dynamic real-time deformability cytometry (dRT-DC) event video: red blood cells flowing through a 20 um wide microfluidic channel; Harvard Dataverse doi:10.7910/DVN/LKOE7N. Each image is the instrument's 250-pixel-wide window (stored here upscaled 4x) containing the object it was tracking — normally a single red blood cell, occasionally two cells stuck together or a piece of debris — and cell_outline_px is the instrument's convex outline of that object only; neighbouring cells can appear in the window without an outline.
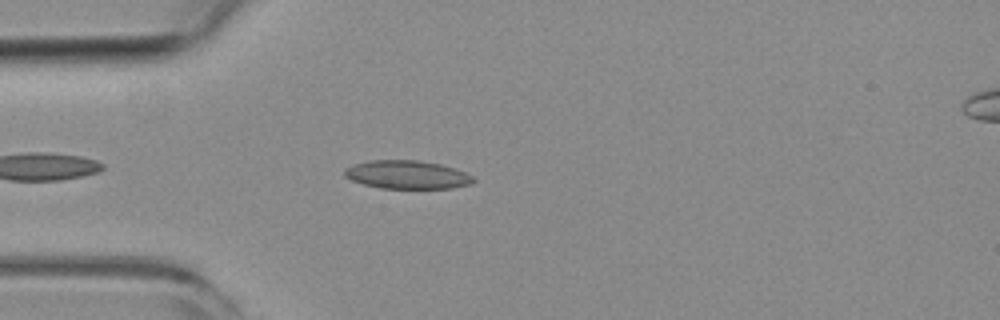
{"species": "common noctule bat (a hibernating species)", "species_latin": "Nyctalus noctula", "temperature_condition": "room temperature", "stored_images_in_passage": 12, "camera_frame_rate_fps": 3000, "um_per_image_px": 0.085, "animal": {"sex": "female", "body_mass_g": 19.3, "forearm_length_mm": 54.1}, "frame": {"image": 1, "passage_image": 5, "time_ms": 1.333, "image_size_px": [1000, 320], "cell_outline_px": [[476, 180], [472, 184], [452, 188], [380, 188], [364, 184], [352, 180], [344, 176], [344, 168], [352, 164], [368, 160], [420, 160], [440, 164], [456, 168], [472, 176]], "centroid_in_image_um": [34.6, 14.84], "position_along_channel_um": 50.4, "area_um2": 21.44}}